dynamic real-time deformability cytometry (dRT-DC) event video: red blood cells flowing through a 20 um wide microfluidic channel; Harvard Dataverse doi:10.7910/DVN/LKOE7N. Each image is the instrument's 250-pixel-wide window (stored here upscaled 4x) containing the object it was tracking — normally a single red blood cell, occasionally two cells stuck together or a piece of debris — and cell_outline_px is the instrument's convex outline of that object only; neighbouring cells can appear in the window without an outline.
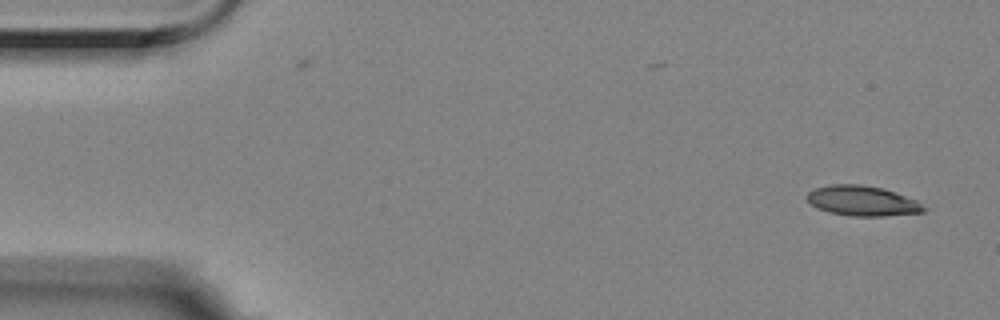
{"species": "Egyptian fruit bat (a non-hibernating species)", "species_latin": "Rousettus aegyptiacus", "temperature_condition": "room temperature", "stored_images_in_passage": 2, "camera_frame_rate_fps": 3000, "um_per_image_px": 0.085, "animal": {"sex": "female"}, "frame": {"image": 1, "passage_image": 2, "time_ms": 0.333, "image_size_px": [1000, 320], "cell_outline_px": [[928, 208], [924, 212], [884, 216], [852, 216], [828, 212], [816, 208], [808, 200], [808, 192], [816, 188], [828, 184], [860, 184], [884, 188], [916, 200]], "centroid_in_image_um": [73.32, 17.07], "position_along_channel_um": 11.7, "area_um2": 20.52}}